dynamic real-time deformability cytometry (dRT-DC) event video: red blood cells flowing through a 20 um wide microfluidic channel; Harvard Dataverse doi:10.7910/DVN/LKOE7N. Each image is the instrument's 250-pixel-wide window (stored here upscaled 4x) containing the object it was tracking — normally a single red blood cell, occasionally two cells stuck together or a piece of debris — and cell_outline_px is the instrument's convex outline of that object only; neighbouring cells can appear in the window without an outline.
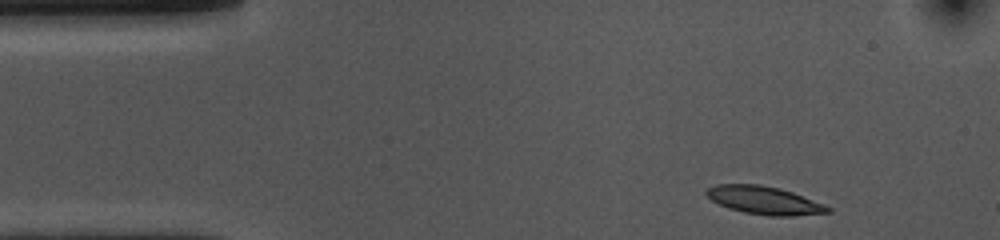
{"species": "common noctule bat (a hibernating species)", "species_latin": "Nyctalus noctula", "temperature_condition": "cold", "stored_images_in_passage": 42, "camera_frame_rate_fps": 3000, "um_per_image_px": 0.085, "animal": {"sex": "female", "body_mass_g": 10.0, "forearm_length_mm": 53.1}, "frame": {"image": 1, "passage_image": 1, "time_ms": 0.0, "image_size_px": [1000, 240], "cell_outline_px": [[832, 212], [792, 216], [768, 216], [744, 212], [728, 208], [712, 200], [704, 192], [708, 188], [716, 184], [756, 184], [780, 188], [792, 192], [824, 204], [832, 208]], "centroid_in_image_um": [64.98, 17.03], "position_along_channel_um": 20.0, "area_um2": 19.77}}
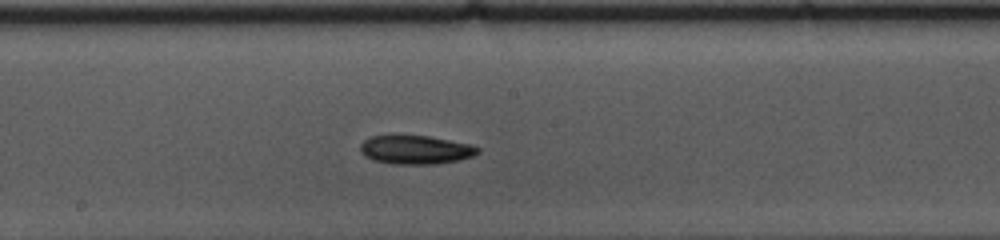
{"frame": {"image": 2, "passage_image": 22, "time_ms": 7.0, "image_size_px": [1000, 240], "cell_outline_px": [[480, 152], [472, 156], [460, 160], [436, 164], [392, 164], [372, 160], [364, 156], [360, 152], [360, 144], [364, 140], [372, 136], [396, 132], [428, 136], [468, 144], [480, 148]], "centroid_in_image_um": [35.25, 12.69], "position_along_channel_um": 213.0, "area_um2": 20.4}}
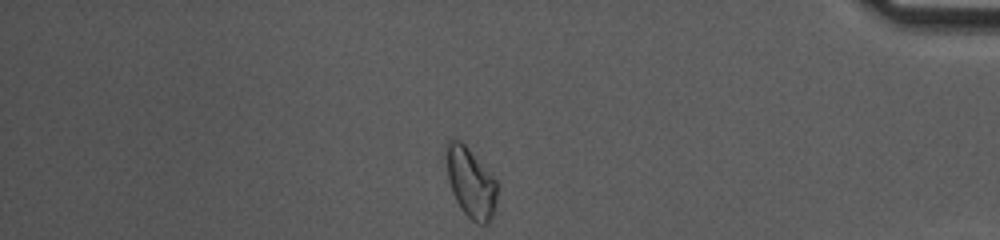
{"frame": {"image": 3, "passage_image": 40, "time_ms": 13.0, "image_size_px": [1000, 240], "cell_outline_px": [[496, 200], [492, 216], [488, 224], [480, 224], [472, 220], [464, 212], [456, 200], [452, 192], [448, 180], [444, 156], [444, 144], [448, 136], [460, 140], [468, 148], [496, 180]], "centroid_in_image_um": [39.94, 15.44], "position_along_channel_um": 395.3, "area_um2": 20.92}, "authors_computed_cell_mechanics": {"area_um2": 19.652, "velocity_mm_per_s": 3.677, "shape_relaxation_time_tau1_ms": 2.9526, "shape_relaxation_time_tau2_ms": null, "deformation_change_tau1": 0.0981, "deformation_change_tau2": null}}